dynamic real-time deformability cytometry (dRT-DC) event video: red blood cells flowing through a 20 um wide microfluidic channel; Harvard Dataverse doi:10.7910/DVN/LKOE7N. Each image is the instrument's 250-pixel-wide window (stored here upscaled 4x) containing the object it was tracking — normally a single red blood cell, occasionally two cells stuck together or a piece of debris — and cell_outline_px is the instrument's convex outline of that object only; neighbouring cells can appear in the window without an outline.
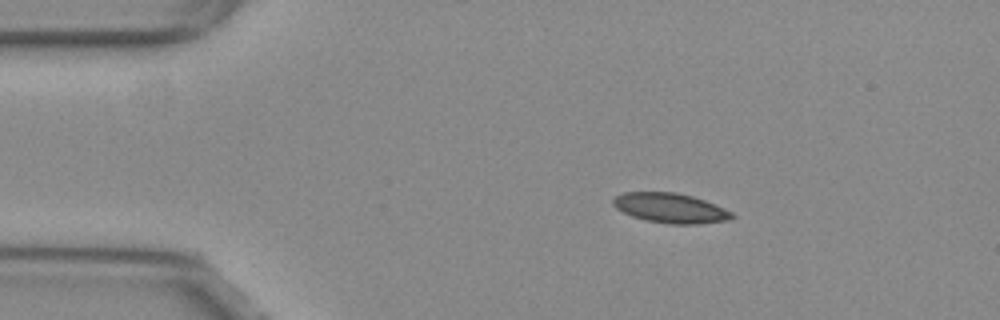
{"species": "common noctule bat (a hibernating species)", "species_latin": "Nyctalus noctula", "temperature_condition": "warm", "stored_images_in_passage": 45, "camera_frame_rate_fps": 3000, "um_per_image_px": 0.085, "animal": {"sex": "female", "body_mass_g": 29.2, "forearm_length_mm": 56.3}, "frame": {"image": 1, "passage_image": 1, "time_ms": 0.0, "image_size_px": [1000, 320], "cell_outline_px": [[736, 216], [732, 220], [700, 224], [668, 224], [648, 220], [632, 216], [616, 208], [612, 204], [612, 200], [616, 196], [624, 192], [676, 192], [692, 196], [704, 200], [724, 208], [732, 212]], "centroid_in_image_um": [57.02, 17.69], "position_along_channel_um": 28.0, "area_um2": 20.69}}
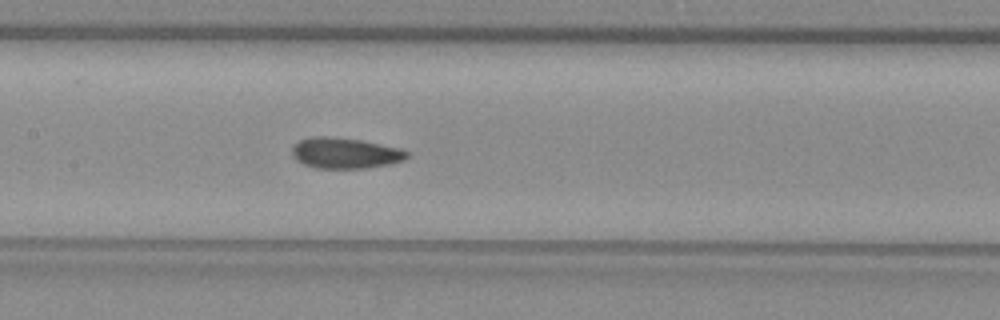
{"frame": {"image": 2, "passage_image": 17, "time_ms": 5.333, "image_size_px": [1000, 320], "cell_outline_px": [[408, 156], [404, 160], [392, 164], [368, 168], [316, 168], [304, 164], [296, 160], [292, 156], [292, 148], [300, 140], [316, 136], [324, 136], [360, 140], [400, 148], [408, 152]], "centroid_in_image_um": [29.35, 13.03], "position_along_channel_um": 178.1, "area_um2": 20.52}}
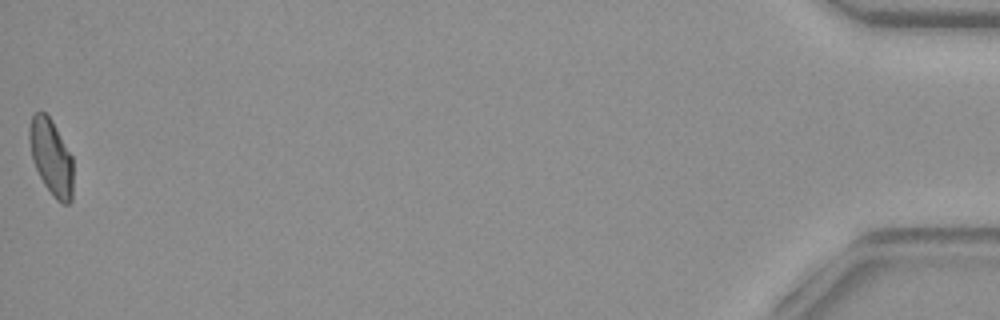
{"frame": {"image": 3, "passage_image": 45, "time_ms": 14.667, "image_size_px": [1000, 320], "cell_outline_px": [[72, 200], [68, 204], [60, 204], [56, 200], [44, 184], [32, 160], [28, 136], [28, 128], [32, 116], [36, 112], [44, 112], [52, 120], [72, 156]], "centroid_in_image_um": [4.34, 13.36], "position_along_channel_um": 430.9, "area_um2": 19.36}, "authors_computed_cell_mechanics": {"area_um2": 20.3456, "velocity_mm_per_s": 3.8534, "shape_relaxation_time_tau1_ms": null, "shape_relaxation_time_tau2_ms": 1.9234, "deformation_change_tau1": null, "deformation_change_tau2": 0.0674}}